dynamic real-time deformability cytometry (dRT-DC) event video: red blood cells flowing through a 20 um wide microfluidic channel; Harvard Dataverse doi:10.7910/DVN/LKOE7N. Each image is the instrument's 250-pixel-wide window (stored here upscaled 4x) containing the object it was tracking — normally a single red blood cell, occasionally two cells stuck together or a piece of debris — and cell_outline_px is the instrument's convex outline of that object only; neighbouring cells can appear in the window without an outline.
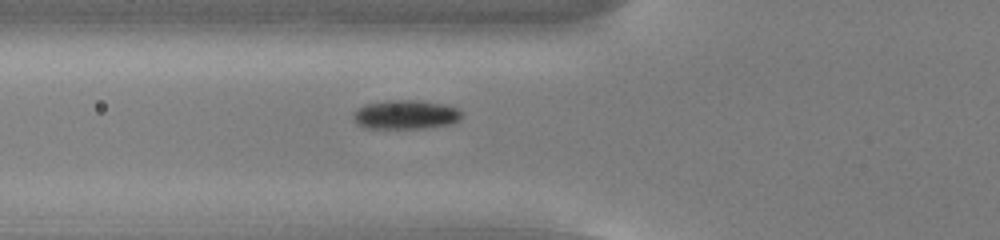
{"species": "common noctule bat (a hibernating species)", "species_latin": "Nyctalus noctula", "temperature_condition": "cold", "stored_images_in_passage": 37, "camera_frame_rate_fps": 3000, "um_per_image_px": 0.085, "animal": {"sex": "male", "body_mass_g": 13.0, "forearm_length_mm": 53.1}, "frame": {"image": 1, "passage_image": 2, "time_ms": 0.333, "image_size_px": [1000, 240], "cell_outline_px": [[464, 116], [460, 120], [452, 124], [424, 128], [364, 128], [356, 124], [352, 116], [352, 112], [356, 108], [364, 104], [388, 100], [412, 100], [444, 104], [456, 108], [464, 112]], "centroid_in_image_um": [34.46, 9.75], "position_along_channel_um": 91.3, "area_um2": 18.73}}
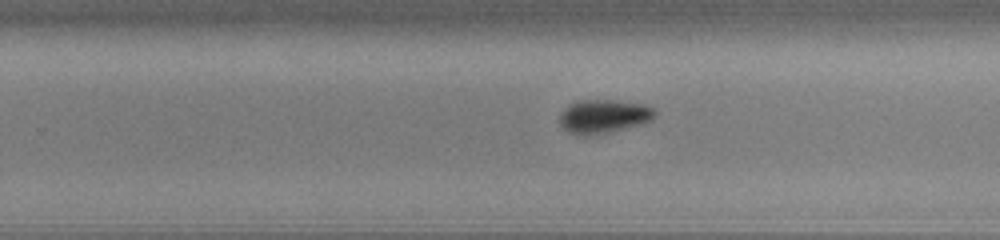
{"frame": {"image": 2, "passage_image": 17, "time_ms": 5.333, "image_size_px": [1000, 240], "cell_outline_px": [[656, 116], [652, 120], [608, 132], [588, 136], [576, 136], [568, 132], [560, 124], [560, 116], [568, 104], [580, 100], [612, 100], [644, 104], [652, 108], [656, 112]], "centroid_in_image_um": [51.28, 9.89], "position_along_channel_um": 278.5, "area_um2": 18.55}}
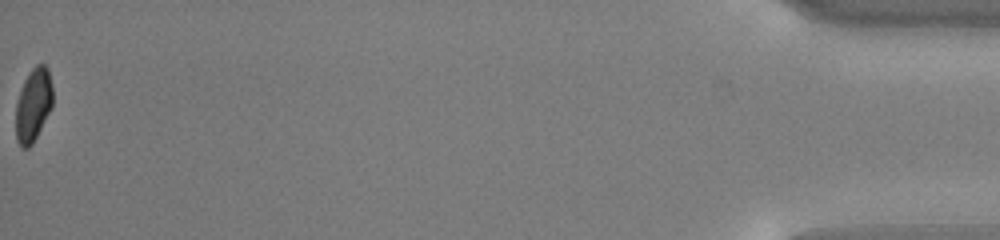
{"frame": {"image": 3, "passage_image": 37, "time_ms": 12.0, "image_size_px": [1000, 240], "cell_outline_px": [[52, 108], [32, 144], [28, 148], [20, 148], [16, 140], [16, 104], [20, 88], [28, 72], [36, 64], [44, 64], [48, 68], [52, 88]], "centroid_in_image_um": [2.82, 8.91], "position_along_channel_um": 432.4, "area_um2": 15.95}}